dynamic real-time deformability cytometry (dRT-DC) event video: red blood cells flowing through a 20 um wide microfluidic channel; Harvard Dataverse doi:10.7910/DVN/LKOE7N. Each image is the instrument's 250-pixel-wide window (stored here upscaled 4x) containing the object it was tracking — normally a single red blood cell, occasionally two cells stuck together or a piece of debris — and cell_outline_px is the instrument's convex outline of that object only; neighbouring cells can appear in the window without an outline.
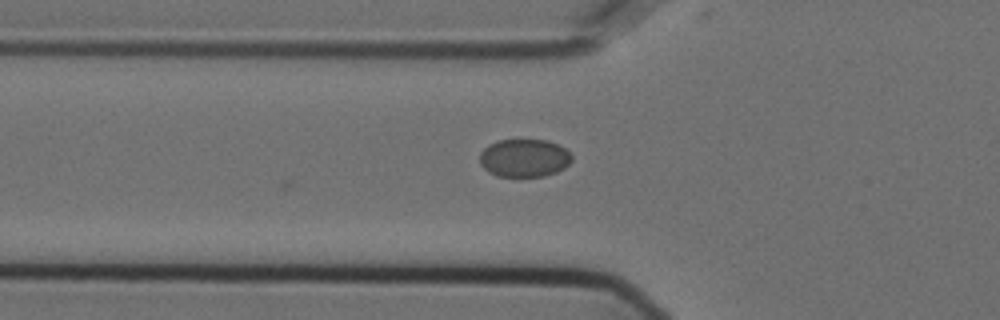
{"species": "Egyptian fruit bat (a non-hibernating species)", "species_latin": "Rousettus aegyptiacus", "temperature_condition": "cold", "stored_images_in_passage": 7, "camera_frame_rate_fps": 3000, "um_per_image_px": 0.085, "animal": {"sex": "female"}, "frame": {"image": 1, "passage_image": 2, "time_ms": 0.333, "image_size_px": [1000, 320], "cell_outline_px": [[572, 160], [564, 168], [556, 172], [544, 176], [496, 176], [488, 172], [480, 164], [480, 152], [488, 144], [496, 140], [548, 140], [564, 148], [572, 156]], "centroid_in_image_um": [44.53, 13.43], "position_along_channel_um": 81.3, "area_um2": 20.4}}
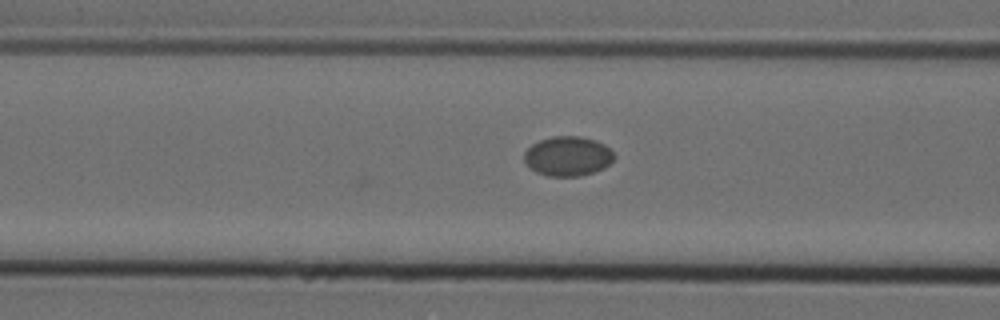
{"frame": {"image": 2, "passage_image": 5, "time_ms": 1.333, "image_size_px": [1000, 320], "cell_outline_px": [[616, 156], [604, 168], [580, 176], [548, 176], [536, 172], [524, 160], [524, 152], [532, 144], [540, 140], [552, 136], [580, 136], [596, 140], [604, 144]], "centroid_in_image_um": [48.26, 13.26], "position_along_channel_um": 118.3, "area_um2": 20.63}}